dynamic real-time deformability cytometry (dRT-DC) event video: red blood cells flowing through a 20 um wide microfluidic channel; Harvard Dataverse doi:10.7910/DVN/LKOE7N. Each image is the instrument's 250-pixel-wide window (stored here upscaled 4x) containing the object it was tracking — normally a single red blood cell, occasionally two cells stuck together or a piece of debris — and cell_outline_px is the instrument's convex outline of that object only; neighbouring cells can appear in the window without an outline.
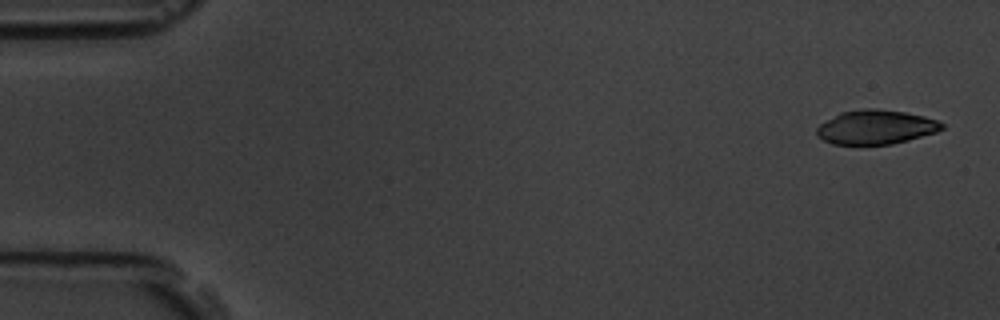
{"species": "common noctule bat (a hibernating species)", "species_latin": "Nyctalus noctula", "temperature_condition": "room temperature", "stored_images_in_passage": 5, "camera_frame_rate_fps": 3000, "um_per_image_px": 0.085, "animal": {"sex": "male", "body_mass_g": 19.5, "forearm_length_mm": 54.6}, "frame": {"image": 1, "passage_image": 1, "time_ms": 0.0, "image_size_px": [1000, 320], "cell_outline_px": [[944, 128], [936, 132], [908, 140], [892, 144], [832, 144], [824, 140], [816, 132], [816, 128], [820, 124], [840, 112], [864, 108], [876, 108], [904, 112], [924, 116], [936, 120], [944, 124]], "centroid_in_image_um": [74.45, 10.8], "position_along_channel_um": 10.5, "area_um2": 24.8}}
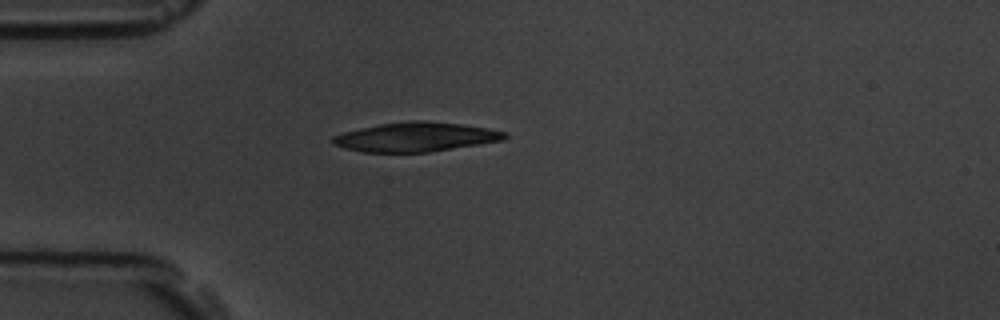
{"frame": {"image": 2, "passage_image": 4, "time_ms": 4.333, "image_size_px": [1000, 320], "cell_outline_px": [[508, 136], [504, 140], [428, 152], [360, 152], [344, 148], [332, 144], [332, 136], [344, 132], [360, 128], [380, 124], [408, 120], [424, 120], [460, 124], [488, 128], [508, 132]], "centroid_in_image_um": [35.33, 11.64], "position_along_channel_um": 49.7, "area_um2": 29.42}}